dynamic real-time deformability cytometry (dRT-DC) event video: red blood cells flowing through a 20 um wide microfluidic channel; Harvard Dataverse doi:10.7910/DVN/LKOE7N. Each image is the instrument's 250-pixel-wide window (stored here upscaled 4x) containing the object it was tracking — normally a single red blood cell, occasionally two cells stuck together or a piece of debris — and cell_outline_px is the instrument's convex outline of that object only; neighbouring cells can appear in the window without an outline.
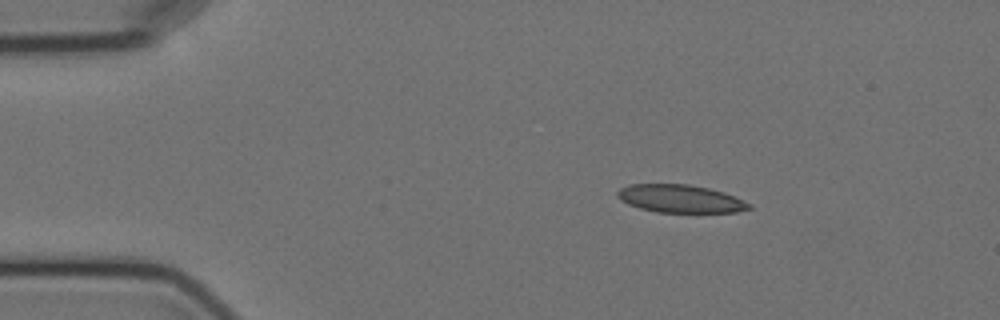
{"species": "Egyptian fruit bat (a non-hibernating species)", "species_latin": "Rousettus aegyptiacus", "temperature_condition": "cold", "stored_images_in_passage": 2, "camera_frame_rate_fps": 3000, "um_per_image_px": 0.085, "animal": {"sex": "female"}, "frame": {"image": 1, "passage_image": 1, "time_ms": 0.0, "image_size_px": [1000, 320], "cell_outline_px": [[752, 208], [736, 212], [656, 212], [640, 208], [628, 204], [616, 196], [616, 192], [620, 188], [628, 184], [688, 184], [708, 188], [724, 192], [752, 204]], "centroid_in_image_um": [57.81, 16.88], "position_along_channel_um": 27.2, "area_um2": 21.39}}